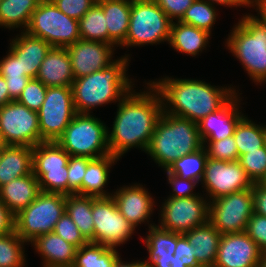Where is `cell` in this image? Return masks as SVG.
I'll return each mask as SVG.
<instances>
[{
  "instance_id": "d6a6232c",
  "label": "cell",
  "mask_w": 266,
  "mask_h": 267,
  "mask_svg": "<svg viewBox=\"0 0 266 267\" xmlns=\"http://www.w3.org/2000/svg\"><path fill=\"white\" fill-rule=\"evenodd\" d=\"M149 232L144 239V244L149 253L144 260L148 265L154 258L173 256L177 245V233L162 229L154 223L148 224Z\"/></svg>"
},
{
  "instance_id": "7402d4cb",
  "label": "cell",
  "mask_w": 266,
  "mask_h": 267,
  "mask_svg": "<svg viewBox=\"0 0 266 267\" xmlns=\"http://www.w3.org/2000/svg\"><path fill=\"white\" fill-rule=\"evenodd\" d=\"M43 259V267H72L77 247L68 243L55 232L38 236L30 243Z\"/></svg>"
},
{
  "instance_id": "7c38bea8",
  "label": "cell",
  "mask_w": 266,
  "mask_h": 267,
  "mask_svg": "<svg viewBox=\"0 0 266 267\" xmlns=\"http://www.w3.org/2000/svg\"><path fill=\"white\" fill-rule=\"evenodd\" d=\"M253 213L252 188L209 202V222L220 234L245 232Z\"/></svg>"
},
{
  "instance_id": "9a60e30c",
  "label": "cell",
  "mask_w": 266,
  "mask_h": 267,
  "mask_svg": "<svg viewBox=\"0 0 266 267\" xmlns=\"http://www.w3.org/2000/svg\"><path fill=\"white\" fill-rule=\"evenodd\" d=\"M209 202L219 197L251 189L253 182L238 161L228 162L208 158L200 182Z\"/></svg>"
},
{
  "instance_id": "7bdbcfd3",
  "label": "cell",
  "mask_w": 266,
  "mask_h": 267,
  "mask_svg": "<svg viewBox=\"0 0 266 267\" xmlns=\"http://www.w3.org/2000/svg\"><path fill=\"white\" fill-rule=\"evenodd\" d=\"M46 90L40 80L30 79L16 101L37 112L45 100Z\"/></svg>"
},
{
  "instance_id": "be15d7a7",
  "label": "cell",
  "mask_w": 266,
  "mask_h": 267,
  "mask_svg": "<svg viewBox=\"0 0 266 267\" xmlns=\"http://www.w3.org/2000/svg\"><path fill=\"white\" fill-rule=\"evenodd\" d=\"M259 184L266 188V174L265 176L260 180Z\"/></svg>"
},
{
  "instance_id": "ac0fdd59",
  "label": "cell",
  "mask_w": 266,
  "mask_h": 267,
  "mask_svg": "<svg viewBox=\"0 0 266 267\" xmlns=\"http://www.w3.org/2000/svg\"><path fill=\"white\" fill-rule=\"evenodd\" d=\"M238 96L237 91L222 107L197 123L202 142L219 141L233 136L238 122L244 117L239 110L241 97Z\"/></svg>"
},
{
  "instance_id": "f6af8a7d",
  "label": "cell",
  "mask_w": 266,
  "mask_h": 267,
  "mask_svg": "<svg viewBox=\"0 0 266 267\" xmlns=\"http://www.w3.org/2000/svg\"><path fill=\"white\" fill-rule=\"evenodd\" d=\"M257 244L262 253L266 252V216L253 213L245 231Z\"/></svg>"
},
{
  "instance_id": "60d3db41",
  "label": "cell",
  "mask_w": 266,
  "mask_h": 267,
  "mask_svg": "<svg viewBox=\"0 0 266 267\" xmlns=\"http://www.w3.org/2000/svg\"><path fill=\"white\" fill-rule=\"evenodd\" d=\"M68 166L62 169L47 170L39 179L42 192L68 195Z\"/></svg>"
},
{
  "instance_id": "4316f807",
  "label": "cell",
  "mask_w": 266,
  "mask_h": 267,
  "mask_svg": "<svg viewBox=\"0 0 266 267\" xmlns=\"http://www.w3.org/2000/svg\"><path fill=\"white\" fill-rule=\"evenodd\" d=\"M211 34L180 21L172 22L169 45L176 51L192 57L206 49Z\"/></svg>"
},
{
  "instance_id": "30bf717a",
  "label": "cell",
  "mask_w": 266,
  "mask_h": 267,
  "mask_svg": "<svg viewBox=\"0 0 266 267\" xmlns=\"http://www.w3.org/2000/svg\"><path fill=\"white\" fill-rule=\"evenodd\" d=\"M37 113L41 139L44 142H56L77 114L72 87H48Z\"/></svg>"
},
{
  "instance_id": "f35d334b",
  "label": "cell",
  "mask_w": 266,
  "mask_h": 267,
  "mask_svg": "<svg viewBox=\"0 0 266 267\" xmlns=\"http://www.w3.org/2000/svg\"><path fill=\"white\" fill-rule=\"evenodd\" d=\"M238 162L253 183H259L266 174V146L239 156Z\"/></svg>"
},
{
  "instance_id": "5b68a950",
  "label": "cell",
  "mask_w": 266,
  "mask_h": 267,
  "mask_svg": "<svg viewBox=\"0 0 266 267\" xmlns=\"http://www.w3.org/2000/svg\"><path fill=\"white\" fill-rule=\"evenodd\" d=\"M226 47L247 71L255 84L266 82V23L251 14H243L233 26Z\"/></svg>"
},
{
  "instance_id": "03108f58",
  "label": "cell",
  "mask_w": 266,
  "mask_h": 267,
  "mask_svg": "<svg viewBox=\"0 0 266 267\" xmlns=\"http://www.w3.org/2000/svg\"><path fill=\"white\" fill-rule=\"evenodd\" d=\"M195 267H210V266H208V265H201V264H199V265H197V266H195Z\"/></svg>"
},
{
  "instance_id": "db71d44e",
  "label": "cell",
  "mask_w": 266,
  "mask_h": 267,
  "mask_svg": "<svg viewBox=\"0 0 266 267\" xmlns=\"http://www.w3.org/2000/svg\"><path fill=\"white\" fill-rule=\"evenodd\" d=\"M30 79L31 78L5 79L7 83L8 93L12 100L15 101L18 99Z\"/></svg>"
},
{
  "instance_id": "91938a15",
  "label": "cell",
  "mask_w": 266,
  "mask_h": 267,
  "mask_svg": "<svg viewBox=\"0 0 266 267\" xmlns=\"http://www.w3.org/2000/svg\"><path fill=\"white\" fill-rule=\"evenodd\" d=\"M115 267H147V265L145 264L144 260L143 261H132V262H124L121 260V258H119L116 262Z\"/></svg>"
},
{
  "instance_id": "1f68e13d",
  "label": "cell",
  "mask_w": 266,
  "mask_h": 267,
  "mask_svg": "<svg viewBox=\"0 0 266 267\" xmlns=\"http://www.w3.org/2000/svg\"><path fill=\"white\" fill-rule=\"evenodd\" d=\"M119 258L116 248L88 241L77 248L72 267H115Z\"/></svg>"
},
{
  "instance_id": "2e32d148",
  "label": "cell",
  "mask_w": 266,
  "mask_h": 267,
  "mask_svg": "<svg viewBox=\"0 0 266 267\" xmlns=\"http://www.w3.org/2000/svg\"><path fill=\"white\" fill-rule=\"evenodd\" d=\"M261 254L246 232L222 234L214 267H258Z\"/></svg>"
},
{
  "instance_id": "bcb514c9",
  "label": "cell",
  "mask_w": 266,
  "mask_h": 267,
  "mask_svg": "<svg viewBox=\"0 0 266 267\" xmlns=\"http://www.w3.org/2000/svg\"><path fill=\"white\" fill-rule=\"evenodd\" d=\"M64 14L79 20L97 2V0H52Z\"/></svg>"
},
{
  "instance_id": "9c48e42d",
  "label": "cell",
  "mask_w": 266,
  "mask_h": 267,
  "mask_svg": "<svg viewBox=\"0 0 266 267\" xmlns=\"http://www.w3.org/2000/svg\"><path fill=\"white\" fill-rule=\"evenodd\" d=\"M26 33L52 47H68L80 40L79 22L60 11L52 1L41 0L31 15Z\"/></svg>"
},
{
  "instance_id": "f5cc1de1",
  "label": "cell",
  "mask_w": 266,
  "mask_h": 267,
  "mask_svg": "<svg viewBox=\"0 0 266 267\" xmlns=\"http://www.w3.org/2000/svg\"><path fill=\"white\" fill-rule=\"evenodd\" d=\"M14 231V215L0 200V236Z\"/></svg>"
},
{
  "instance_id": "816d5d0a",
  "label": "cell",
  "mask_w": 266,
  "mask_h": 267,
  "mask_svg": "<svg viewBox=\"0 0 266 267\" xmlns=\"http://www.w3.org/2000/svg\"><path fill=\"white\" fill-rule=\"evenodd\" d=\"M254 213L266 216V188L259 183L252 186Z\"/></svg>"
},
{
  "instance_id": "94428289",
  "label": "cell",
  "mask_w": 266,
  "mask_h": 267,
  "mask_svg": "<svg viewBox=\"0 0 266 267\" xmlns=\"http://www.w3.org/2000/svg\"><path fill=\"white\" fill-rule=\"evenodd\" d=\"M258 267H266V252L261 254V260Z\"/></svg>"
},
{
  "instance_id": "ba28073f",
  "label": "cell",
  "mask_w": 266,
  "mask_h": 267,
  "mask_svg": "<svg viewBox=\"0 0 266 267\" xmlns=\"http://www.w3.org/2000/svg\"><path fill=\"white\" fill-rule=\"evenodd\" d=\"M65 207L66 195L41 192L28 207L14 216V230L25 242L31 243L38 236L54 231Z\"/></svg>"
},
{
  "instance_id": "ffe728a7",
  "label": "cell",
  "mask_w": 266,
  "mask_h": 267,
  "mask_svg": "<svg viewBox=\"0 0 266 267\" xmlns=\"http://www.w3.org/2000/svg\"><path fill=\"white\" fill-rule=\"evenodd\" d=\"M51 47L45 40L21 31V34L11 39L9 49L17 58H20L22 72L29 78L34 79L37 77L41 63Z\"/></svg>"
},
{
  "instance_id": "4dcf8cb0",
  "label": "cell",
  "mask_w": 266,
  "mask_h": 267,
  "mask_svg": "<svg viewBox=\"0 0 266 267\" xmlns=\"http://www.w3.org/2000/svg\"><path fill=\"white\" fill-rule=\"evenodd\" d=\"M66 213L74 221L83 237L94 242L92 196L66 195Z\"/></svg>"
},
{
  "instance_id": "44dd1931",
  "label": "cell",
  "mask_w": 266,
  "mask_h": 267,
  "mask_svg": "<svg viewBox=\"0 0 266 267\" xmlns=\"http://www.w3.org/2000/svg\"><path fill=\"white\" fill-rule=\"evenodd\" d=\"M36 79L48 87H72L75 79L67 48L51 47L42 61Z\"/></svg>"
},
{
  "instance_id": "6125c7cd",
  "label": "cell",
  "mask_w": 266,
  "mask_h": 267,
  "mask_svg": "<svg viewBox=\"0 0 266 267\" xmlns=\"http://www.w3.org/2000/svg\"><path fill=\"white\" fill-rule=\"evenodd\" d=\"M5 146L6 144L4 143L2 135L0 133V152L4 149Z\"/></svg>"
},
{
  "instance_id": "f546056e",
  "label": "cell",
  "mask_w": 266,
  "mask_h": 267,
  "mask_svg": "<svg viewBox=\"0 0 266 267\" xmlns=\"http://www.w3.org/2000/svg\"><path fill=\"white\" fill-rule=\"evenodd\" d=\"M41 0H2L0 2V27L25 31L31 15Z\"/></svg>"
},
{
  "instance_id": "6f0895ef",
  "label": "cell",
  "mask_w": 266,
  "mask_h": 267,
  "mask_svg": "<svg viewBox=\"0 0 266 267\" xmlns=\"http://www.w3.org/2000/svg\"><path fill=\"white\" fill-rule=\"evenodd\" d=\"M11 101L13 100L9 96L6 80L0 74V107Z\"/></svg>"
},
{
  "instance_id": "681fc988",
  "label": "cell",
  "mask_w": 266,
  "mask_h": 267,
  "mask_svg": "<svg viewBox=\"0 0 266 267\" xmlns=\"http://www.w3.org/2000/svg\"><path fill=\"white\" fill-rule=\"evenodd\" d=\"M173 22L179 21L195 0H154Z\"/></svg>"
},
{
  "instance_id": "e575fe53",
  "label": "cell",
  "mask_w": 266,
  "mask_h": 267,
  "mask_svg": "<svg viewBox=\"0 0 266 267\" xmlns=\"http://www.w3.org/2000/svg\"><path fill=\"white\" fill-rule=\"evenodd\" d=\"M79 22L80 39L108 44V29L102 7L96 2Z\"/></svg>"
},
{
  "instance_id": "7dc6e473",
  "label": "cell",
  "mask_w": 266,
  "mask_h": 267,
  "mask_svg": "<svg viewBox=\"0 0 266 267\" xmlns=\"http://www.w3.org/2000/svg\"><path fill=\"white\" fill-rule=\"evenodd\" d=\"M167 173L168 184L172 187V195L168 198H184V197H193L197 196V193H194V188L198 181L192 179L182 178L176 174L169 173L167 170H164Z\"/></svg>"
},
{
  "instance_id": "d6986e66",
  "label": "cell",
  "mask_w": 266,
  "mask_h": 267,
  "mask_svg": "<svg viewBox=\"0 0 266 267\" xmlns=\"http://www.w3.org/2000/svg\"><path fill=\"white\" fill-rule=\"evenodd\" d=\"M117 208L126 220L136 228L139 224L149 223L154 211V199L141 184L125 185L112 192Z\"/></svg>"
},
{
  "instance_id": "d4e9b609",
  "label": "cell",
  "mask_w": 266,
  "mask_h": 267,
  "mask_svg": "<svg viewBox=\"0 0 266 267\" xmlns=\"http://www.w3.org/2000/svg\"><path fill=\"white\" fill-rule=\"evenodd\" d=\"M102 7L108 29V44L121 46L129 29L131 0H97Z\"/></svg>"
},
{
  "instance_id": "277c9868",
  "label": "cell",
  "mask_w": 266,
  "mask_h": 267,
  "mask_svg": "<svg viewBox=\"0 0 266 267\" xmlns=\"http://www.w3.org/2000/svg\"><path fill=\"white\" fill-rule=\"evenodd\" d=\"M202 147L196 122L163 112L146 153L158 166L167 170L182 156Z\"/></svg>"
},
{
  "instance_id": "e0dca14e",
  "label": "cell",
  "mask_w": 266,
  "mask_h": 267,
  "mask_svg": "<svg viewBox=\"0 0 266 267\" xmlns=\"http://www.w3.org/2000/svg\"><path fill=\"white\" fill-rule=\"evenodd\" d=\"M114 45L98 41L78 40L67 48L75 79L100 71L115 60Z\"/></svg>"
},
{
  "instance_id": "6da1fadb",
  "label": "cell",
  "mask_w": 266,
  "mask_h": 267,
  "mask_svg": "<svg viewBox=\"0 0 266 267\" xmlns=\"http://www.w3.org/2000/svg\"><path fill=\"white\" fill-rule=\"evenodd\" d=\"M148 90H131L119 103L112 131L107 128V142L111 155L120 158L131 148L146 153L156 124L163 113L158 91L147 82Z\"/></svg>"
},
{
  "instance_id": "e7e4bbea",
  "label": "cell",
  "mask_w": 266,
  "mask_h": 267,
  "mask_svg": "<svg viewBox=\"0 0 266 267\" xmlns=\"http://www.w3.org/2000/svg\"><path fill=\"white\" fill-rule=\"evenodd\" d=\"M264 137H265V146H266V125L264 126Z\"/></svg>"
},
{
  "instance_id": "ab89813d",
  "label": "cell",
  "mask_w": 266,
  "mask_h": 267,
  "mask_svg": "<svg viewBox=\"0 0 266 267\" xmlns=\"http://www.w3.org/2000/svg\"><path fill=\"white\" fill-rule=\"evenodd\" d=\"M203 146L208 158L228 162L238 161L239 154L233 136L219 141H203Z\"/></svg>"
},
{
  "instance_id": "4fadbf2b",
  "label": "cell",
  "mask_w": 266,
  "mask_h": 267,
  "mask_svg": "<svg viewBox=\"0 0 266 267\" xmlns=\"http://www.w3.org/2000/svg\"><path fill=\"white\" fill-rule=\"evenodd\" d=\"M201 196L164 199L160 207L159 227L184 234L209 221V201ZM207 199V200H206Z\"/></svg>"
},
{
  "instance_id": "cb8c5ba5",
  "label": "cell",
  "mask_w": 266,
  "mask_h": 267,
  "mask_svg": "<svg viewBox=\"0 0 266 267\" xmlns=\"http://www.w3.org/2000/svg\"><path fill=\"white\" fill-rule=\"evenodd\" d=\"M32 147L24 145H6L1 151L0 187L16 178L33 172Z\"/></svg>"
},
{
  "instance_id": "11a10c76",
  "label": "cell",
  "mask_w": 266,
  "mask_h": 267,
  "mask_svg": "<svg viewBox=\"0 0 266 267\" xmlns=\"http://www.w3.org/2000/svg\"><path fill=\"white\" fill-rule=\"evenodd\" d=\"M147 267H186L182 264L177 257L166 256V257H157L154 258Z\"/></svg>"
},
{
  "instance_id": "83f0119b",
  "label": "cell",
  "mask_w": 266,
  "mask_h": 267,
  "mask_svg": "<svg viewBox=\"0 0 266 267\" xmlns=\"http://www.w3.org/2000/svg\"><path fill=\"white\" fill-rule=\"evenodd\" d=\"M119 158L109 154L100 158L92 159L87 166L82 179V196L108 197L113 193L103 190L109 182V173Z\"/></svg>"
},
{
  "instance_id": "b9f144b4",
  "label": "cell",
  "mask_w": 266,
  "mask_h": 267,
  "mask_svg": "<svg viewBox=\"0 0 266 267\" xmlns=\"http://www.w3.org/2000/svg\"><path fill=\"white\" fill-rule=\"evenodd\" d=\"M91 158L70 156L68 160V195L77 194L82 196V179L85 175Z\"/></svg>"
},
{
  "instance_id": "74e56055",
  "label": "cell",
  "mask_w": 266,
  "mask_h": 267,
  "mask_svg": "<svg viewBox=\"0 0 266 267\" xmlns=\"http://www.w3.org/2000/svg\"><path fill=\"white\" fill-rule=\"evenodd\" d=\"M216 12L215 5L207 0H195L179 21L211 34L212 26H214L218 16Z\"/></svg>"
},
{
  "instance_id": "d590c367",
  "label": "cell",
  "mask_w": 266,
  "mask_h": 267,
  "mask_svg": "<svg viewBox=\"0 0 266 267\" xmlns=\"http://www.w3.org/2000/svg\"><path fill=\"white\" fill-rule=\"evenodd\" d=\"M207 159V152L203 146L201 149L179 158L171 164L167 171L182 178L201 182Z\"/></svg>"
},
{
  "instance_id": "8d00e7d4",
  "label": "cell",
  "mask_w": 266,
  "mask_h": 267,
  "mask_svg": "<svg viewBox=\"0 0 266 267\" xmlns=\"http://www.w3.org/2000/svg\"><path fill=\"white\" fill-rule=\"evenodd\" d=\"M25 242L15 230L0 236V267H24Z\"/></svg>"
},
{
  "instance_id": "f1b7e54d",
  "label": "cell",
  "mask_w": 266,
  "mask_h": 267,
  "mask_svg": "<svg viewBox=\"0 0 266 267\" xmlns=\"http://www.w3.org/2000/svg\"><path fill=\"white\" fill-rule=\"evenodd\" d=\"M33 174L39 179L47 170L62 169L70 155L57 142H41L32 148Z\"/></svg>"
},
{
  "instance_id": "52a82bcc",
  "label": "cell",
  "mask_w": 266,
  "mask_h": 267,
  "mask_svg": "<svg viewBox=\"0 0 266 267\" xmlns=\"http://www.w3.org/2000/svg\"><path fill=\"white\" fill-rule=\"evenodd\" d=\"M172 21L154 0H131L129 29L121 47L169 41Z\"/></svg>"
},
{
  "instance_id": "8fae6325",
  "label": "cell",
  "mask_w": 266,
  "mask_h": 267,
  "mask_svg": "<svg viewBox=\"0 0 266 267\" xmlns=\"http://www.w3.org/2000/svg\"><path fill=\"white\" fill-rule=\"evenodd\" d=\"M92 216L94 243L117 248L126 243L135 232V228L120 213L112 196H92Z\"/></svg>"
},
{
  "instance_id": "8992f818",
  "label": "cell",
  "mask_w": 266,
  "mask_h": 267,
  "mask_svg": "<svg viewBox=\"0 0 266 267\" xmlns=\"http://www.w3.org/2000/svg\"><path fill=\"white\" fill-rule=\"evenodd\" d=\"M89 113H77L56 141L70 156L100 158L111 154L106 124Z\"/></svg>"
},
{
  "instance_id": "ee69618b",
  "label": "cell",
  "mask_w": 266,
  "mask_h": 267,
  "mask_svg": "<svg viewBox=\"0 0 266 267\" xmlns=\"http://www.w3.org/2000/svg\"><path fill=\"white\" fill-rule=\"evenodd\" d=\"M53 232L77 248L88 242L66 211L57 221Z\"/></svg>"
},
{
  "instance_id": "f907efd6",
  "label": "cell",
  "mask_w": 266,
  "mask_h": 267,
  "mask_svg": "<svg viewBox=\"0 0 266 267\" xmlns=\"http://www.w3.org/2000/svg\"><path fill=\"white\" fill-rule=\"evenodd\" d=\"M195 249L183 234L177 233V245L174 257L184 264L186 267H195L198 264L195 256Z\"/></svg>"
},
{
  "instance_id": "5bb4252c",
  "label": "cell",
  "mask_w": 266,
  "mask_h": 267,
  "mask_svg": "<svg viewBox=\"0 0 266 267\" xmlns=\"http://www.w3.org/2000/svg\"><path fill=\"white\" fill-rule=\"evenodd\" d=\"M0 133L6 145L34 147L41 139L38 113L16 100L0 107Z\"/></svg>"
},
{
  "instance_id": "484cf974",
  "label": "cell",
  "mask_w": 266,
  "mask_h": 267,
  "mask_svg": "<svg viewBox=\"0 0 266 267\" xmlns=\"http://www.w3.org/2000/svg\"><path fill=\"white\" fill-rule=\"evenodd\" d=\"M183 235L194 246L198 264L214 267L222 234L208 221Z\"/></svg>"
},
{
  "instance_id": "7a4b0ae2",
  "label": "cell",
  "mask_w": 266,
  "mask_h": 267,
  "mask_svg": "<svg viewBox=\"0 0 266 267\" xmlns=\"http://www.w3.org/2000/svg\"><path fill=\"white\" fill-rule=\"evenodd\" d=\"M158 80L148 82L160 94L163 112L196 123L218 110L236 93L231 85L216 87L203 80L172 77Z\"/></svg>"
},
{
  "instance_id": "3957f363",
  "label": "cell",
  "mask_w": 266,
  "mask_h": 267,
  "mask_svg": "<svg viewBox=\"0 0 266 267\" xmlns=\"http://www.w3.org/2000/svg\"><path fill=\"white\" fill-rule=\"evenodd\" d=\"M129 54L117 58L108 67L74 79L73 103L77 113H91L97 106L120 102L133 88L126 72Z\"/></svg>"
},
{
  "instance_id": "836d02e7",
  "label": "cell",
  "mask_w": 266,
  "mask_h": 267,
  "mask_svg": "<svg viewBox=\"0 0 266 267\" xmlns=\"http://www.w3.org/2000/svg\"><path fill=\"white\" fill-rule=\"evenodd\" d=\"M233 138L239 156L260 149L265 146L264 125L256 124L244 116L238 122Z\"/></svg>"
},
{
  "instance_id": "9f6ffc18",
  "label": "cell",
  "mask_w": 266,
  "mask_h": 267,
  "mask_svg": "<svg viewBox=\"0 0 266 267\" xmlns=\"http://www.w3.org/2000/svg\"><path fill=\"white\" fill-rule=\"evenodd\" d=\"M211 4L224 5L225 7H252V0H207Z\"/></svg>"
},
{
  "instance_id": "680465c9",
  "label": "cell",
  "mask_w": 266,
  "mask_h": 267,
  "mask_svg": "<svg viewBox=\"0 0 266 267\" xmlns=\"http://www.w3.org/2000/svg\"><path fill=\"white\" fill-rule=\"evenodd\" d=\"M252 7L259 12L260 18L266 23V0H252Z\"/></svg>"
},
{
  "instance_id": "603a6c76",
  "label": "cell",
  "mask_w": 266,
  "mask_h": 267,
  "mask_svg": "<svg viewBox=\"0 0 266 267\" xmlns=\"http://www.w3.org/2000/svg\"><path fill=\"white\" fill-rule=\"evenodd\" d=\"M41 192L38 179L32 172L0 187V200L15 216L28 207Z\"/></svg>"
},
{
  "instance_id": "c3c4849f",
  "label": "cell",
  "mask_w": 266,
  "mask_h": 267,
  "mask_svg": "<svg viewBox=\"0 0 266 267\" xmlns=\"http://www.w3.org/2000/svg\"><path fill=\"white\" fill-rule=\"evenodd\" d=\"M0 74L5 79L29 78L22 72L20 58L9 49L8 54L0 60Z\"/></svg>"
}]
</instances>
